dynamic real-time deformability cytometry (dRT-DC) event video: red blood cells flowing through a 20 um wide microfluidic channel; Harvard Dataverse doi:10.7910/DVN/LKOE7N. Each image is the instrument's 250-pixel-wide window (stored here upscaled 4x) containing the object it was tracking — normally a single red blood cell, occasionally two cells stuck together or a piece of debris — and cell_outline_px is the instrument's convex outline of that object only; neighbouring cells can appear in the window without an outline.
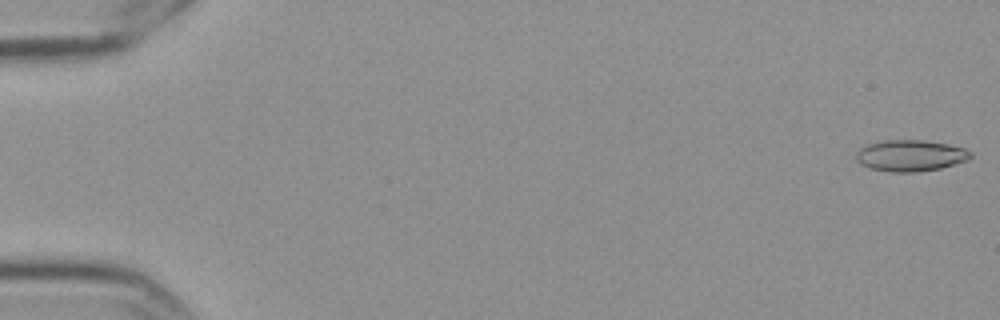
{"species": "Egyptian fruit bat (a non-hibernating species)", "species_latin": "Rousettus aegyptiacus", "temperature_condition": "cold", "stored_images_in_passage": 58, "camera_frame_rate_fps": 3000, "um_per_image_px": 0.085, "frame": {"image": 1, "passage_image": 1, "time_ms": 0.0, "image_size_px": [1000, 320], "cell_outline_px": [[972, 156], [968, 160], [940, 168], [916, 172], [888, 172], [872, 168], [860, 164], [856, 160], [856, 152], [860, 148], [868, 144], [884, 140], [924, 140], [948, 144], [964, 148], [972, 152]], "centroid_in_image_um": [77.39, 13.22], "position_along_channel_um": 7.6, "area_um2": 20.92}}
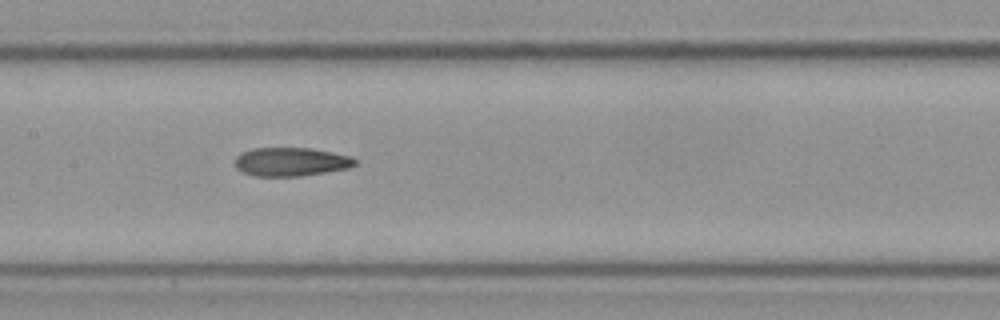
{"frame": {"image": 2, "passage_image": 29, "time_ms": 9.333, "image_size_px": [1000, 320], "cell_outline_px": [[356, 164], [348, 168], [300, 176], [252, 176], [236, 168], [236, 156], [240, 152], [252, 148], [312, 148], [352, 156], [356, 160]], "centroid_in_image_um": [24.72, 13.74], "position_along_channel_um": 182.7, "area_um2": 20.06}}
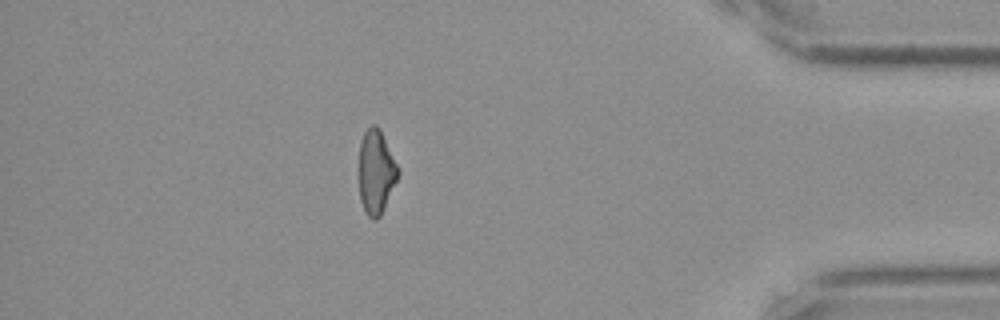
{"frame": {"image": 3, "passage_image": 51, "time_ms": 16.667, "image_size_px": [1000, 320], "cell_outline_px": [[400, 172], [380, 216], [376, 220], [372, 220], [368, 216], [360, 200], [360, 140], [364, 132], [372, 124], [376, 124], [380, 128], [400, 168]], "centroid_in_image_um": [31.99, 14.57], "position_along_channel_um": 403.2, "area_um2": 19.07}, "authors_computed_cell_mechanics": {"area_um2": 20.2589, "velocity_mm_per_s": 3.5447, "shape_relaxation_time_tau1_ms": 8.0738, "shape_relaxation_time_tau2_ms": 3.6416, "deformation_change_tau1": 0.2129, "deformation_change_tau2": 0.1318}}